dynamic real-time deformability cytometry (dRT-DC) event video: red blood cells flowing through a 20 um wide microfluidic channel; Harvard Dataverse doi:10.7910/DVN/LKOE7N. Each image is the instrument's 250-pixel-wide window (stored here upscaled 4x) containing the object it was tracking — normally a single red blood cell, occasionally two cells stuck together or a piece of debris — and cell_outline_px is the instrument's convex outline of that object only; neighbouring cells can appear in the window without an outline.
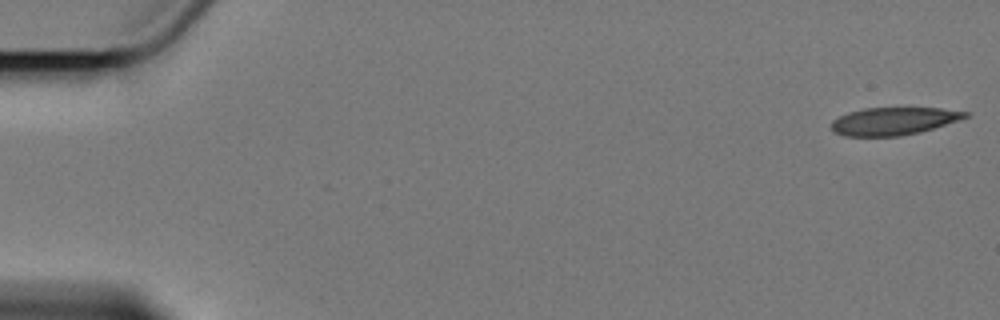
{"species": "Egyptian fruit bat (a non-hibernating species)", "species_latin": "Rousettus aegyptiacus", "temperature_condition": "cold", "stored_images_in_passage": 4, "camera_frame_rate_fps": 3000, "um_per_image_px": 0.085, "animal": {"sex": "female"}, "frame": {"image": 1, "passage_image": 1, "time_ms": 0.0, "image_size_px": [1000, 320], "cell_outline_px": [[972, 112], [968, 116], [920, 132], [900, 136], [844, 136], [832, 132], [832, 120], [848, 112], [864, 108], [940, 108]], "centroid_in_image_um": [75.92, 10.29], "position_along_channel_um": 9.1, "area_um2": 21.44}}